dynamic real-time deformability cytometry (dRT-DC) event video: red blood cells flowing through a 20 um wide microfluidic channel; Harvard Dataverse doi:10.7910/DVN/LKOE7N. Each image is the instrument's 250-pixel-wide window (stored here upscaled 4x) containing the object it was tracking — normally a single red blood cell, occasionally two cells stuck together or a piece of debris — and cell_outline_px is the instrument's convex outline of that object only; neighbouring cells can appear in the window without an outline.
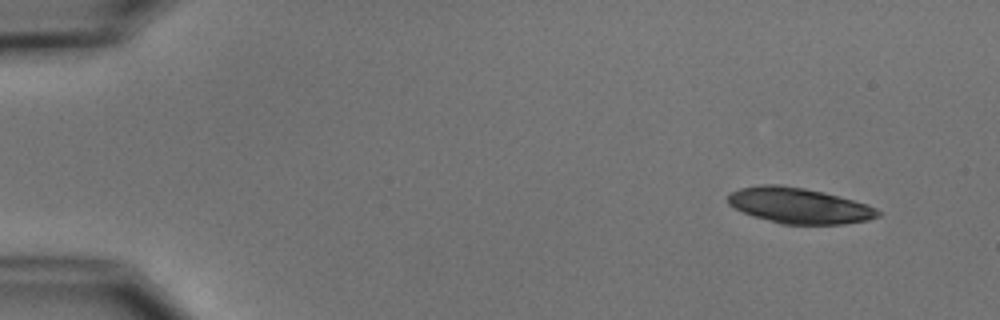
{"species": "common noctule bat (a hibernating species)", "species_latin": "Nyctalus noctula", "temperature_condition": "cold", "stored_images_in_passage": 3, "camera_frame_rate_fps": 3000, "um_per_image_px": 0.085, "animal": {"sex": "male", "body_mass_g": 15.6}, "frame": {"image": 1, "passage_image": 1, "time_ms": 0.0, "image_size_px": [1000, 320], "cell_outline_px": [[880, 216], [868, 220], [844, 224], [780, 224], [752, 216], [728, 204], [728, 196], [732, 192], [740, 188], [760, 184], [780, 184], [804, 188], [824, 192], [868, 204], [876, 208], [880, 212]], "centroid_in_image_um": [67.93, 17.47], "position_along_channel_um": 17.1, "area_um2": 31.21}}